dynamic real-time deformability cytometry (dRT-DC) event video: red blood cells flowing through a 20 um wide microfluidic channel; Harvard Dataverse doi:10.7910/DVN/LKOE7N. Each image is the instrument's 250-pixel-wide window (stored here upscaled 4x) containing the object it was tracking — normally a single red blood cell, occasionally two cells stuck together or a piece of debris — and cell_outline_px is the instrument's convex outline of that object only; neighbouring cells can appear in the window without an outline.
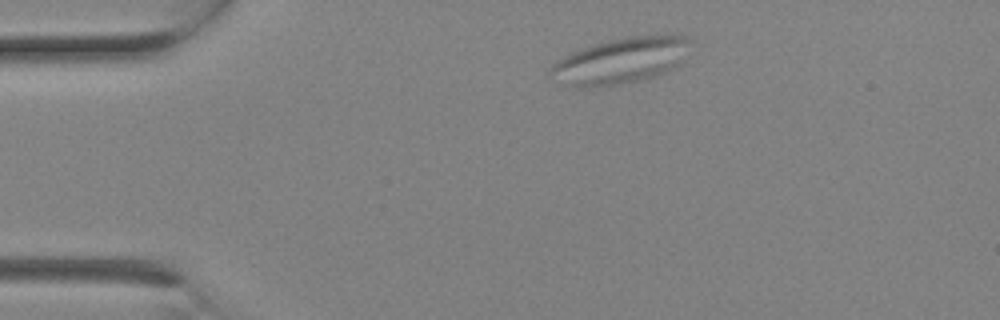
{"species": "Egyptian fruit bat (a non-hibernating species)", "species_latin": "Rousettus aegyptiacus", "temperature_condition": "room temperature", "stored_images_in_passage": 2, "camera_frame_rate_fps": 3000, "um_per_image_px": 0.085, "animal": {"sex": "female"}, "frame": {"image": 1, "passage_image": 1, "time_ms": 0.0, "image_size_px": [1000, 320], "cell_outline_px": [[692, 40], [680, 60], [672, 68], [656, 76], [600, 88], [572, 88], [548, 72], [548, 68], [556, 60], [572, 52], [608, 40], [628, 36], [668, 32], [672, 32], [684, 36]], "centroid_in_image_um": [52.76, 5.13], "position_along_channel_um": 32.2, "area_um2": 37.69}}
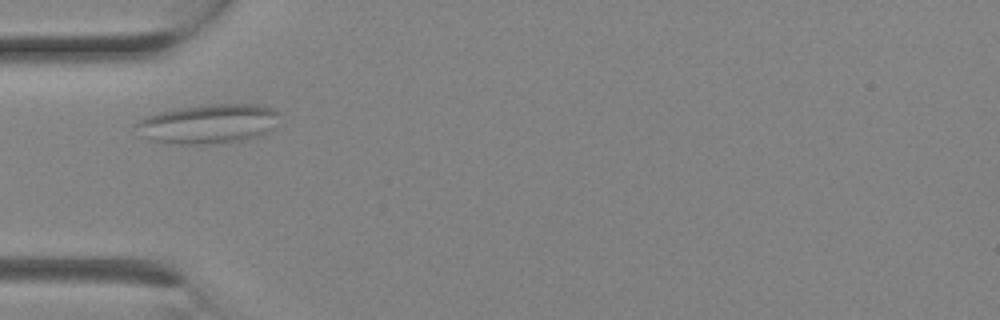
{"frame": {"image": 2, "passage_image": 2, "time_ms": 0.333, "image_size_px": [1000, 320], "cell_outline_px": [[280, 112], [268, 128], [256, 136], [240, 140], [200, 144], [168, 144], [152, 140], [140, 136], [136, 124], [144, 116], [156, 112], [176, 108], [208, 104], [256, 104], [276, 108]], "centroid_in_image_um": [17.6, 10.5], "position_along_channel_um": 67.4, "area_um2": 32.48}}